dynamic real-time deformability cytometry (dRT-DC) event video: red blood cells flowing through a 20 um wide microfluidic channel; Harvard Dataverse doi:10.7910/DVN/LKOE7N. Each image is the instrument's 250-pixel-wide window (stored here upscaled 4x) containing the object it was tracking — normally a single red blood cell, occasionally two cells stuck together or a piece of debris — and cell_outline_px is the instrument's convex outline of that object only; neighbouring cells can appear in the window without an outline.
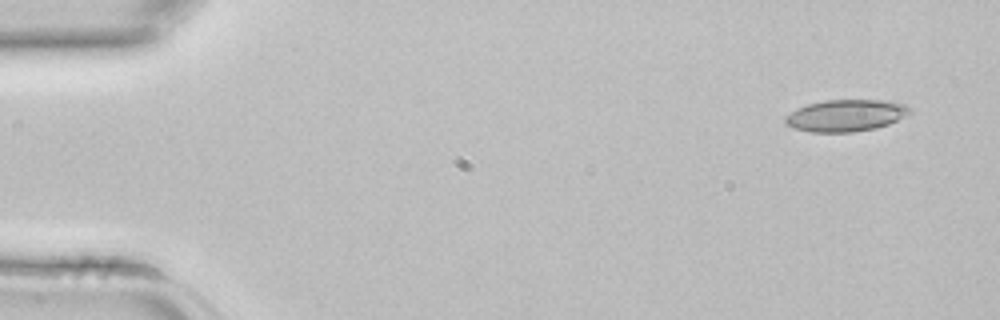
{"species": "common noctule bat (a hibernating species)", "species_latin": "Nyctalus noctula", "temperature_condition": "room temperature", "stored_images_in_passage": 3, "camera_frame_rate_fps": 3000, "um_per_image_px": 0.085, "animal": {"sex": "female", "body_mass_g": 22.7, "forearm_length_mm": 54.2}, "frame": {"image": 1, "passage_image": 1, "time_ms": 0.0, "image_size_px": [1000, 320], "cell_outline_px": [[912, 112], [888, 124], [876, 128], [852, 132], [808, 132], [792, 128], [784, 124], [784, 116], [796, 108], [808, 104], [824, 100], [884, 100], [908, 104], [912, 108]], "centroid_in_image_um": [71.87, 9.81], "position_along_channel_um": 13.1, "area_um2": 23.41}}